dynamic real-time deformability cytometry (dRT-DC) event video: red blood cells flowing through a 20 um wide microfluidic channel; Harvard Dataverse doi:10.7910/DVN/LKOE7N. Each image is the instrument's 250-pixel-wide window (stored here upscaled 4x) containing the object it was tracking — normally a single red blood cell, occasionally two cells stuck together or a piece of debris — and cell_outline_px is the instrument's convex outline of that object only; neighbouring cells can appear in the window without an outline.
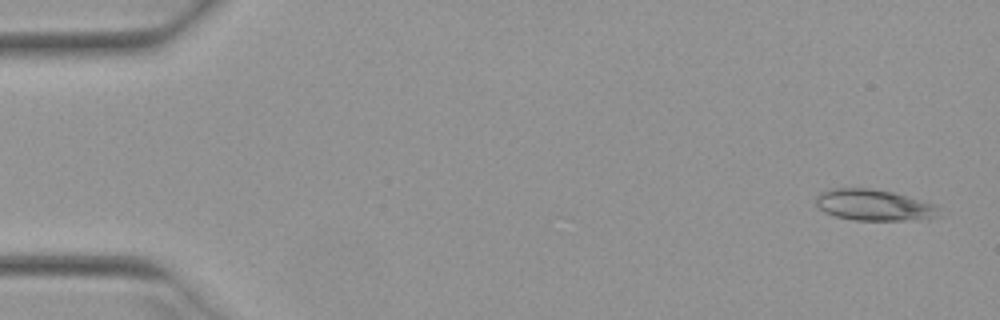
{"species": "Egyptian fruit bat (a non-hibernating species)", "species_latin": "Rousettus aegyptiacus", "temperature_condition": "warm", "stored_images_in_passage": 51, "camera_frame_rate_fps": 3000, "um_per_image_px": 0.085, "animal": {"sex": "female"}, "frame": {"image": 1, "passage_image": 2, "time_ms": 0.333, "image_size_px": [1000, 320], "cell_outline_px": [[948, 212], [944, 216], [928, 220], [852, 220], [836, 216], [824, 212], [816, 204], [816, 196], [820, 192], [832, 188], [868, 188], [892, 192], [908, 196], [936, 204]], "centroid_in_image_um": [74.45, 17.45], "position_along_channel_um": 10.6, "area_um2": 23.12}}
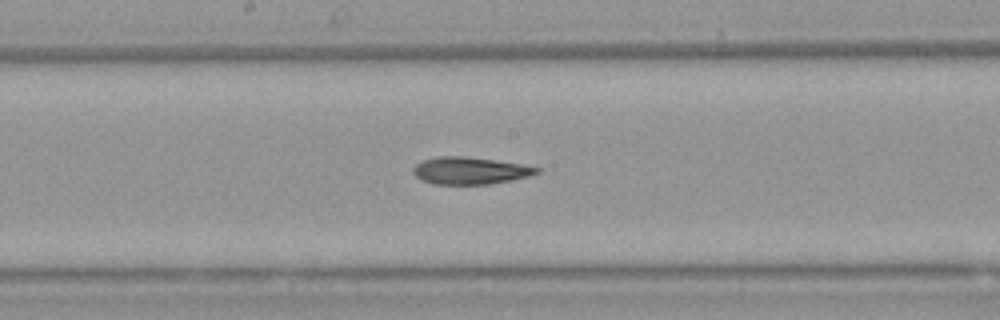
{"frame": {"image": 2, "passage_image": 27, "time_ms": 8.667, "image_size_px": [1000, 320], "cell_outline_px": [[540, 172], [532, 176], [512, 180], [488, 184], [432, 184], [420, 180], [412, 172], [412, 168], [420, 160], [436, 156], [464, 156], [496, 160], [520, 164], [540, 168]], "centroid_in_image_um": [39.92, 14.5], "position_along_channel_um": 208.3, "area_um2": 19.83}}
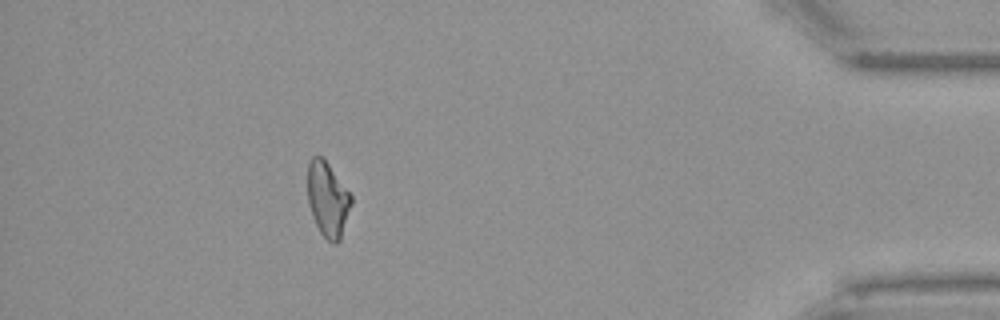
{"frame": {"image": 3, "passage_image": 46, "time_ms": 15.0, "image_size_px": [1000, 320], "cell_outline_px": [[352, 204], [340, 240], [336, 244], [332, 244], [320, 232], [316, 224], [308, 204], [308, 160], [312, 156], [324, 156], [352, 196]], "centroid_in_image_um": [27.86, 16.91], "position_along_channel_um": 407.3, "area_um2": 19.19}, "authors_computed_cell_mechanics": {"area_um2": 20.23, "velocity_mm_per_s": 3.966, "shape_relaxation_time_tau1_ms": 9.1832, "shape_relaxation_time_tau2_ms": 6.2997, "deformation_change_tau1": 0.2366, "deformation_change_tau2": 0.1745}}